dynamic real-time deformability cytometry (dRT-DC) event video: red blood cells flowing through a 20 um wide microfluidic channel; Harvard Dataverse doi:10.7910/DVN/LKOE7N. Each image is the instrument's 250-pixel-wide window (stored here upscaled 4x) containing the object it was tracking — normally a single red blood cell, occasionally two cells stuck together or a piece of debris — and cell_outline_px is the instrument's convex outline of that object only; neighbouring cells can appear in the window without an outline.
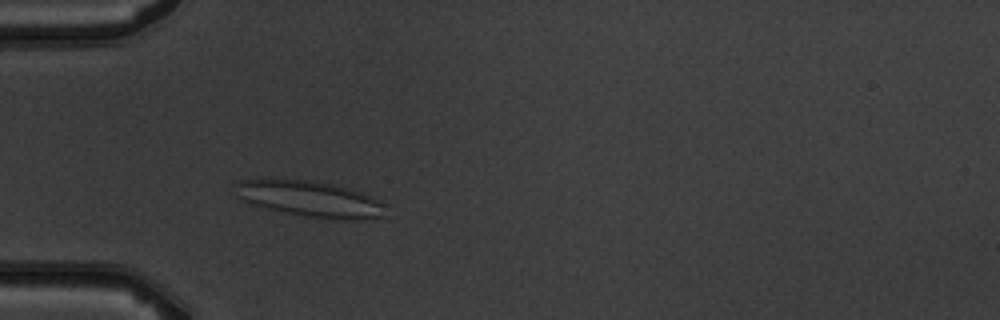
{"species": "common noctule bat (a hibernating species)", "species_latin": "Nyctalus noctula", "temperature_condition": "warm", "stored_images_in_passage": 3, "camera_frame_rate_fps": 3000, "um_per_image_px": 0.085, "animal": {"sex": "male", "body_mass_g": 19.5, "forearm_length_mm": 54.6}, "frame": {"image": 1, "passage_image": 3, "time_ms": 2.333, "image_size_px": [1000, 320], "cell_outline_px": [[384, 216], [364, 220], [348, 220], [304, 216], [268, 208], [244, 200], [236, 196], [232, 184], [240, 180], [260, 176], [308, 180], [348, 188], [372, 196], [384, 204]], "centroid_in_image_um": [26.26, 16.86], "position_along_channel_um": 58.7, "area_um2": 31.91}}